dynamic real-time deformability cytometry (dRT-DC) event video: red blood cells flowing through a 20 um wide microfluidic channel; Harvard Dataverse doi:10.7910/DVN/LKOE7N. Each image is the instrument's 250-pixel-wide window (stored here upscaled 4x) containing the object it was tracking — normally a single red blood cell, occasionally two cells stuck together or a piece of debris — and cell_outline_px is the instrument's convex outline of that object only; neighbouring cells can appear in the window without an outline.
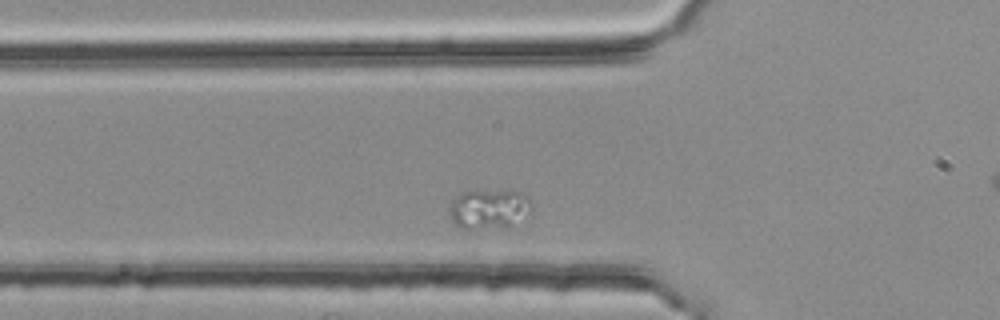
{"species": "common noctule bat (a hibernating species)", "species_latin": "Nyctalus noctula", "temperature_condition": "room temperature", "stored_images_in_passage": 43, "segment_of_instrument_passage": [2, 2], "camera_frame_rate_fps": 3000, "um_per_image_px": 0.085, "animal": {"sex": "female", "body_mass_g": 25.1}, "frame": {"image": 1, "passage_image": 12, "time_ms": 3.667, "image_size_px": [1000, 320], "cell_outline_px": [[532, 208], [508, 228], [460, 228], [452, 220], [448, 212], [448, 208], [452, 200], [460, 192], [524, 192], [528, 196], [532, 204]], "centroid_in_image_um": [41.53, 17.78], "position_along_channel_um": 84.3, "area_um2": 18.67}}
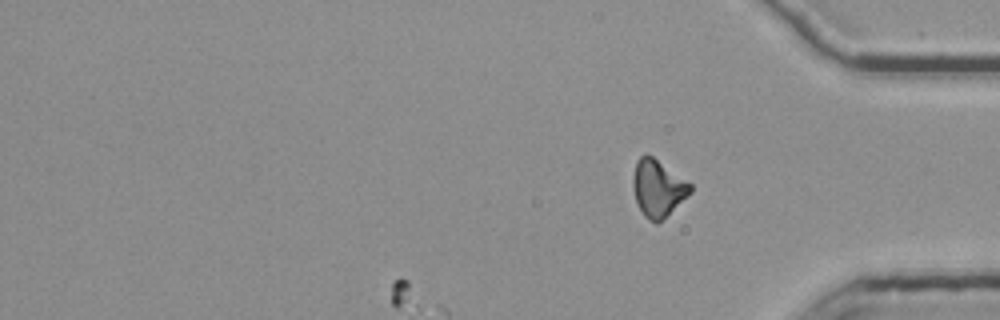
{"frame": {"image": 2, "passage_image": 43, "time_ms": 14.0, "image_size_px": [1000, 320], "cell_outline_px": [[692, 192], [656, 224], [648, 220], [644, 216], [636, 204], [632, 184], [632, 176], [636, 160], [644, 152], [652, 156], [692, 184]], "centroid_in_image_um": [55.88, 15.98], "position_along_channel_um": 379.3, "area_um2": 19.07}}